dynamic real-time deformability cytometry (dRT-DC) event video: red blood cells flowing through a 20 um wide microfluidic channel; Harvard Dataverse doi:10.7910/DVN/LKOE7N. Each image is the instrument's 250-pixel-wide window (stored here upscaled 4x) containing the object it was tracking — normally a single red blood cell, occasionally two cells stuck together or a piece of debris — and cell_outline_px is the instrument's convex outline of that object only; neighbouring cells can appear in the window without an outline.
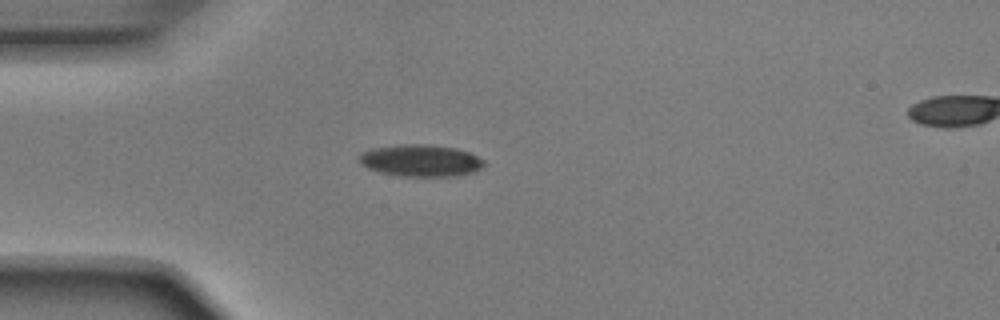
{"species": "Egyptian fruit bat (a non-hibernating species)", "species_latin": "Rousettus aegyptiacus", "temperature_condition": "room temperature", "stored_images_in_passage": 39, "camera_frame_rate_fps": 3000, "um_per_image_px": 0.085, "animal": {"sex": "male"}, "frame": {"image": 1, "passage_image": 1, "time_ms": 0.0, "image_size_px": [1000, 320], "cell_outline_px": [[484, 164], [480, 168], [472, 172], [456, 176], [400, 176], [380, 172], [368, 168], [360, 164], [360, 152], [372, 148], [400, 144], [428, 144], [456, 148], [468, 152], [484, 160]], "centroid_in_image_um": [35.73, 13.64], "position_along_channel_um": 49.3, "area_um2": 23.18}}
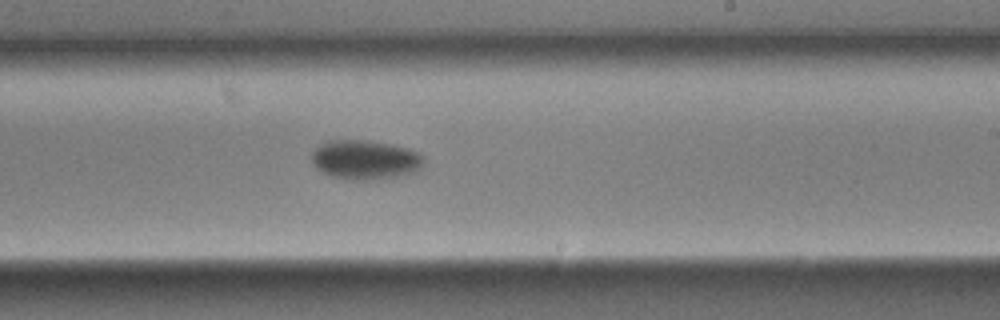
{"frame": {"image": 2, "passage_image": 18, "time_ms": 5.667, "image_size_px": [1000, 320], "cell_outline_px": [[424, 160], [420, 168], [416, 172], [400, 176], [372, 180], [352, 180], [332, 176], [320, 172], [312, 164], [312, 152], [320, 144], [328, 140], [372, 140], [392, 144], [408, 148], [420, 152], [424, 156]], "centroid_in_image_um": [31.05, 13.57], "position_along_channel_um": 257.9, "area_um2": 26.18}}
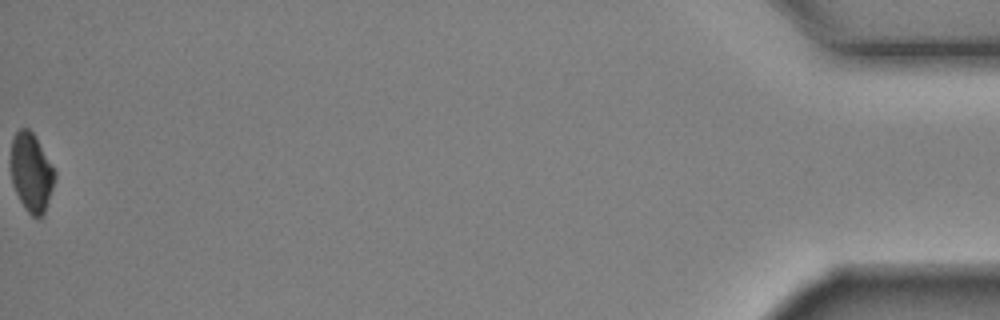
{"frame": {"image": 3, "passage_image": 39, "time_ms": 12.667, "image_size_px": [1000, 320], "cell_outline_px": [[56, 176], [44, 212], [40, 220], [32, 216], [24, 208], [12, 184], [12, 140], [16, 132], [20, 128], [28, 128], [32, 132], [56, 172]], "centroid_in_image_um": [2.67, 14.69], "position_along_channel_um": 432.5, "area_um2": 19.71}, "authors_computed_cell_mechanics": {"area_um2": 24.276, "velocity_mm_per_s": 3.9276, "shape_relaxation_time_tau1_ms": 3.866, "shape_relaxation_time_tau2_ms": null, "deformation_change_tau1": 0.1238, "deformation_change_tau2": null}}